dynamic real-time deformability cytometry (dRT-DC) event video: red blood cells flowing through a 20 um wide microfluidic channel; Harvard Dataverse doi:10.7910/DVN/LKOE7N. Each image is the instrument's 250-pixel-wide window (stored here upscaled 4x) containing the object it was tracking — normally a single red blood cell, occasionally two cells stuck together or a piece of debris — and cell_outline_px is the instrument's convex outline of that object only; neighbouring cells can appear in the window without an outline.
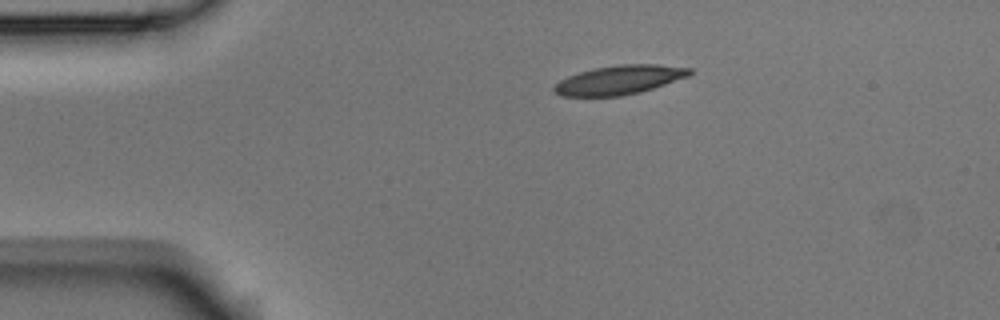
{"species": "Egyptian fruit bat (a non-hibernating species)", "species_latin": "Rousettus aegyptiacus", "temperature_condition": "room temperature", "stored_images_in_passage": 3, "camera_frame_rate_fps": 3000, "um_per_image_px": 0.085, "animal": {"sex": "male"}, "frame": {"image": 1, "passage_image": 1, "time_ms": 0.0, "image_size_px": [1000, 320], "cell_outline_px": [[692, 72], [688, 76], [640, 92], [620, 96], [560, 96], [552, 88], [560, 80], [568, 76], [580, 72], [596, 68], [620, 64], [656, 64], [692, 68]], "centroid_in_image_um": [52.64, 6.79], "position_along_channel_um": 32.4, "area_um2": 22.66}}
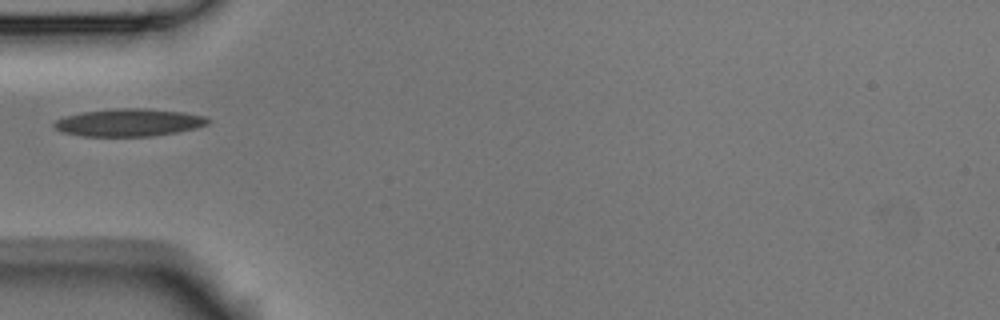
{"frame": {"image": 2, "passage_image": 3, "time_ms": 0.667, "image_size_px": [1000, 320], "cell_outline_px": [[212, 120], [208, 124], [196, 128], [176, 132], [152, 136], [84, 136], [60, 132], [52, 124], [56, 120], [64, 116], [84, 112], [112, 108], [148, 108], [184, 112], [204, 116]], "centroid_in_image_um": [10.96, 10.41], "position_along_channel_um": 74.0, "area_um2": 24.85}}